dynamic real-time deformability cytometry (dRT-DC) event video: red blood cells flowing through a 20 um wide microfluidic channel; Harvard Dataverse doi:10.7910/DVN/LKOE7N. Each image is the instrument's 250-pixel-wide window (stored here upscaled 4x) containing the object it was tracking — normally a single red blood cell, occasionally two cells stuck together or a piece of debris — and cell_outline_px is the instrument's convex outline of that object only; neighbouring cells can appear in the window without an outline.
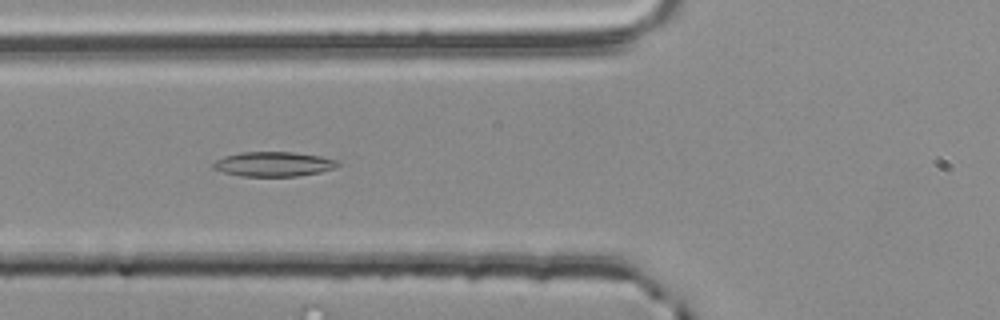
{"species": "common noctule bat (a hibernating species)", "species_latin": "Nyctalus noctula", "temperature_condition": "room temperature", "stored_images_in_passage": 55, "camera_frame_rate_fps": 3000, "um_per_image_px": 0.085, "animal": {"sex": "male", "body_mass_g": 20.4}, "frame": {"image": 1, "passage_image": 21, "time_ms": 6.667, "image_size_px": [1000, 320], "cell_outline_px": [[340, 164], [336, 168], [320, 172], [296, 176], [240, 176], [224, 172], [212, 168], [212, 164], [216, 160], [224, 156], [240, 152], [292, 152], [320, 156], [340, 160]], "centroid_in_image_um": [23.27, 13.94], "position_along_channel_um": 102.5, "area_um2": 17.98}}
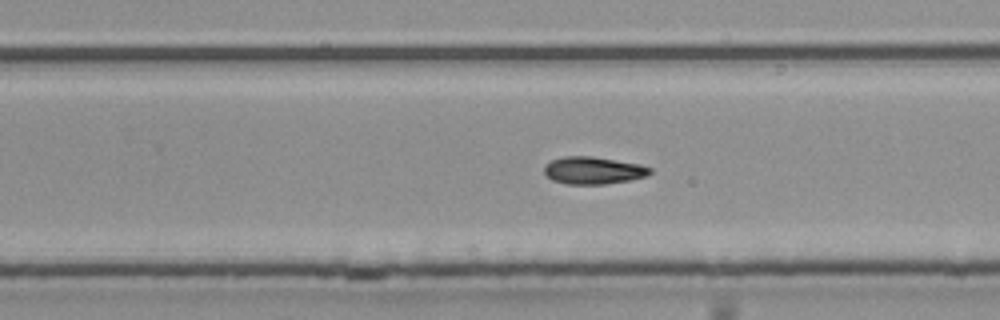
{"frame": {"image": 2, "passage_image": 35, "time_ms": 11.333, "image_size_px": [1000, 320], "cell_outline_px": [[652, 172], [648, 176], [628, 180], [604, 184], [568, 184], [552, 180], [544, 172], [544, 168], [552, 160], [564, 156], [592, 156], [640, 164], [652, 168]], "centroid_in_image_um": [50.46, 14.48], "position_along_channel_um": 279.3, "area_um2": 16.76}}
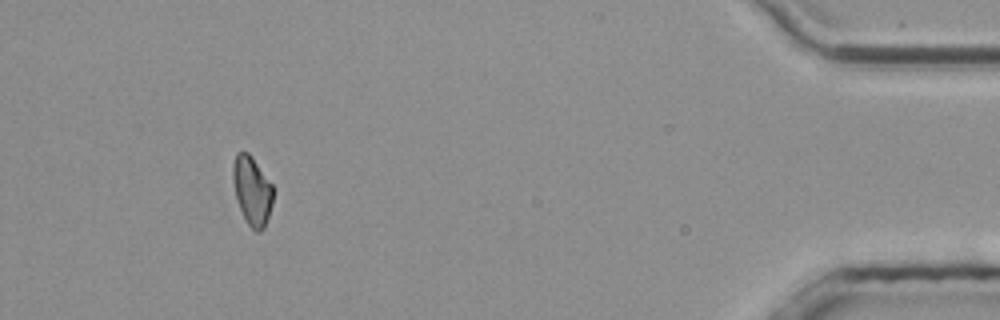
{"frame": {"image": 3, "passage_image": 51, "time_ms": 16.667, "image_size_px": [1000, 320], "cell_outline_px": [[272, 204], [264, 228], [260, 232], [256, 232], [244, 220], [236, 196], [232, 176], [232, 164], [236, 152], [248, 152], [252, 156], [272, 184]], "centroid_in_image_um": [21.41, 16.19], "position_along_channel_um": 413.8, "area_um2": 16.07}}